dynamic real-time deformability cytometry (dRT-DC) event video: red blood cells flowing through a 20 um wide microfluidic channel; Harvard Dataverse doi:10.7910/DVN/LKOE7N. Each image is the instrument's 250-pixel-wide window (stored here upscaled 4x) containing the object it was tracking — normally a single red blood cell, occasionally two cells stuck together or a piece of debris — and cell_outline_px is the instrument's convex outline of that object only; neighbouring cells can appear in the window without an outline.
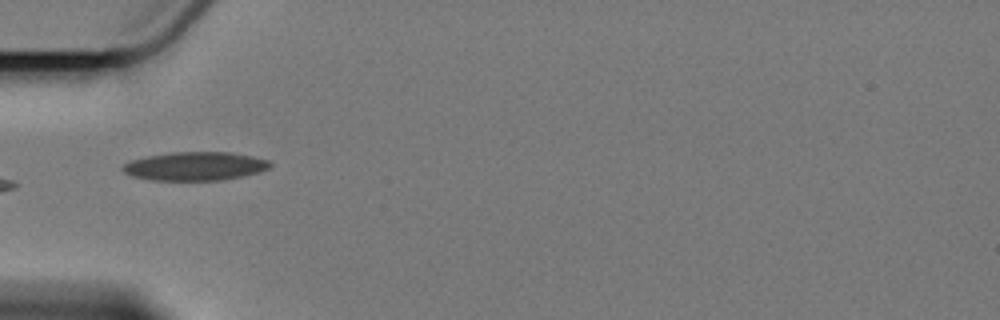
{"species": "Egyptian fruit bat (a non-hibernating species)", "species_latin": "Rousettus aegyptiacus", "temperature_condition": "cold", "stored_images_in_passage": 5, "camera_frame_rate_fps": 3000, "um_per_image_px": 0.085, "animal": {"sex": "female"}, "frame": {"image": 1, "passage_image": 5, "time_ms": 5.0, "image_size_px": [1000, 320], "cell_outline_px": [[272, 164], [268, 168], [256, 172], [240, 176], [220, 180], [152, 180], [132, 176], [124, 172], [120, 168], [124, 164], [132, 160], [148, 156], [172, 152], [232, 152], [252, 156], [268, 160]], "centroid_in_image_um": [16.55, 14.12], "position_along_channel_um": 68.4, "area_um2": 24.28}}